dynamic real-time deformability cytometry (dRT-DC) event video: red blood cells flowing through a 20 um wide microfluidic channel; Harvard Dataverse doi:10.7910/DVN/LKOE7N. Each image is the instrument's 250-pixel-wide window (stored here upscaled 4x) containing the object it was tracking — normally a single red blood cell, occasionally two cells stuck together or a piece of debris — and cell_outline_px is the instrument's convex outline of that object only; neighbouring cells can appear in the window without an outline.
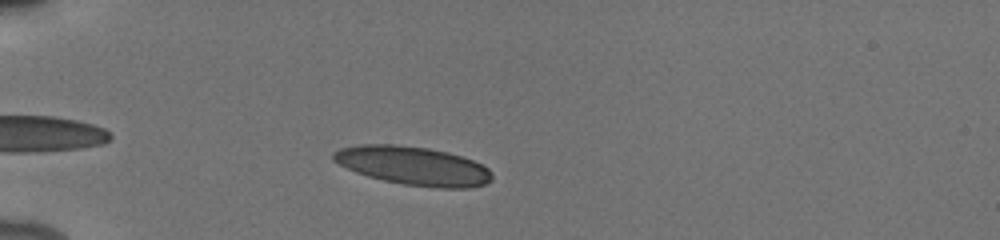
{"species": "human", "species_latin": "Homo sapiens", "temperature_condition": "cold", "stored_images_in_passage": 43, "camera_frame_rate_fps": 3000, "um_per_image_px": 0.085, "donor": {"sex": "male"}, "frame": {"image": 1, "passage_image": 5, "time_ms": 1.333, "image_size_px": [1000, 240], "cell_outline_px": [[492, 180], [484, 184], [468, 188], [436, 188], [404, 184], [384, 180], [368, 176], [356, 172], [332, 160], [332, 152], [340, 148], [360, 144], [396, 144], [428, 148], [448, 152], [472, 160], [488, 168], [492, 172]], "centroid_in_image_um": [35.12, 14.09], "position_along_channel_um": 49.9, "area_um2": 35.66}}
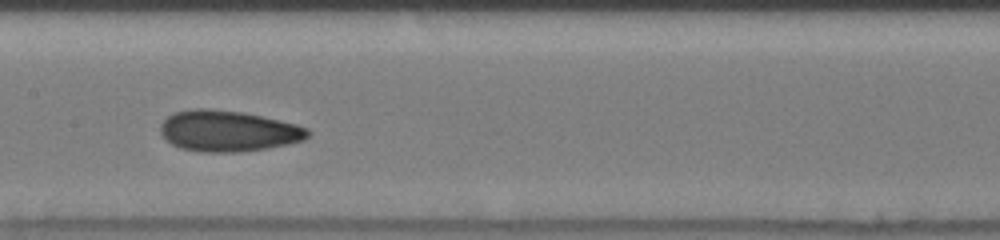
{"frame": {"image": 2, "passage_image": 18, "time_ms": 5.667, "image_size_px": [1000, 240], "cell_outline_px": [[308, 136], [304, 140], [288, 144], [264, 148], [236, 152], [204, 152], [180, 148], [172, 144], [160, 132], [160, 124], [168, 116], [176, 112], [192, 108], [212, 108], [244, 112], [296, 124], [308, 128]], "centroid_in_image_um": [19.37, 11.12], "position_along_channel_um": 188.0, "area_um2": 35.08}}
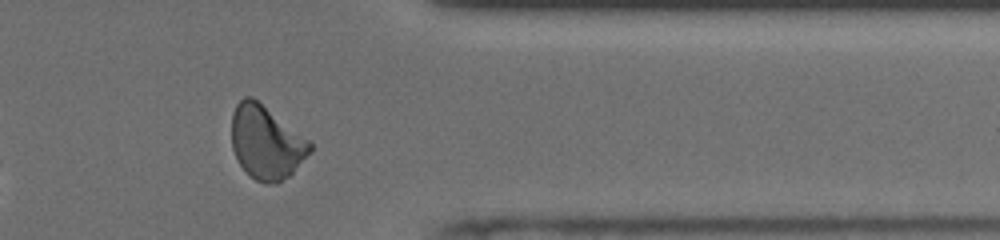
{"frame": {"image": 3, "passage_image": 34, "time_ms": 11.0, "image_size_px": [1000, 240], "cell_outline_px": [[312, 152], [288, 176], [276, 184], [264, 184], [256, 180], [240, 164], [232, 148], [232, 112], [236, 104], [244, 96], [252, 96], [308, 140], [312, 144]], "centroid_in_image_um": [22.61, 12.1], "position_along_channel_um": 388.8, "area_um2": 33.12}, "authors_computed_cell_mechanics": {"area_um2": 33.6396, "velocity_mm_per_s": 3.8892, "shape_relaxation_time_tau1_ms": 5.4201, "shape_relaxation_time_tau2_ms": 1.9047, "deformation_change_tau1": 0.1541, "deformation_change_tau2": 0.07}}